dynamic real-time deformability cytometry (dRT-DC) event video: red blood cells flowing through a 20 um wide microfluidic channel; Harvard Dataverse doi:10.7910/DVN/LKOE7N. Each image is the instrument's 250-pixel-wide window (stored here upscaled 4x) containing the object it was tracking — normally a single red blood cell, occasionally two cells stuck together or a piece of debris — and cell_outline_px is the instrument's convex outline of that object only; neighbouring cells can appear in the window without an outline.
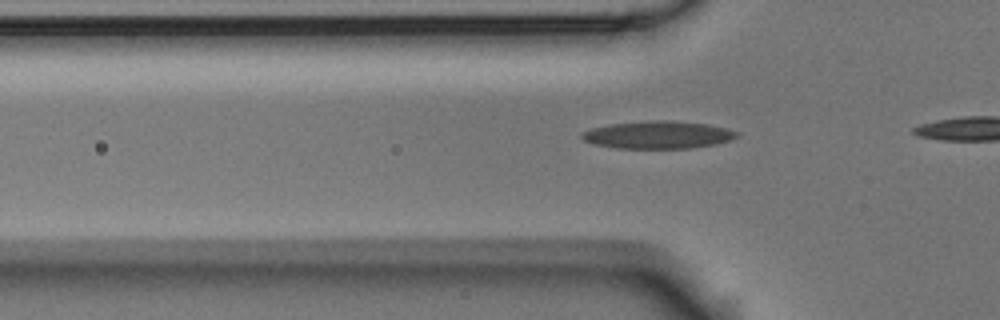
{"species": "Egyptian fruit bat (a non-hibernating species)", "species_latin": "Rousettus aegyptiacus", "temperature_condition": "room temperature", "stored_images_in_passage": 9, "camera_frame_rate_fps": 3000, "um_per_image_px": 0.085, "animal": {"sex": "male"}, "frame": {"image": 1, "passage_image": 3, "time_ms": 0.667, "image_size_px": [1000, 320], "cell_outline_px": [[740, 136], [732, 140], [716, 144], [692, 148], [616, 148], [592, 144], [584, 140], [580, 136], [580, 132], [592, 128], [608, 124], [660, 120], [672, 120], [708, 124], [728, 128], [740, 132]], "centroid_in_image_um": [55.97, 11.46], "position_along_channel_um": 69.8, "area_um2": 25.2}}
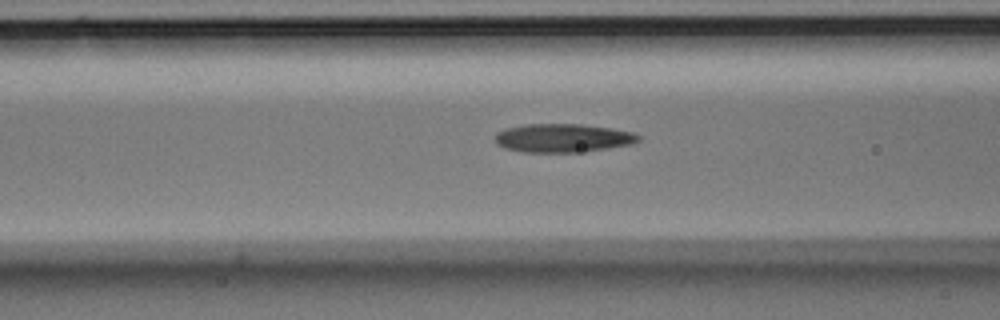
{"frame": {"image": 2, "passage_image": 7, "time_ms": 2.0, "image_size_px": [1000, 320], "cell_outline_px": [[640, 140], [628, 144], [604, 148], [576, 152], [524, 152], [504, 148], [496, 144], [496, 132], [504, 128], [524, 124], [580, 124], [608, 128], [632, 132], [640, 136]], "centroid_in_image_um": [47.75, 11.72], "position_along_channel_um": 118.8, "area_um2": 23.52}}